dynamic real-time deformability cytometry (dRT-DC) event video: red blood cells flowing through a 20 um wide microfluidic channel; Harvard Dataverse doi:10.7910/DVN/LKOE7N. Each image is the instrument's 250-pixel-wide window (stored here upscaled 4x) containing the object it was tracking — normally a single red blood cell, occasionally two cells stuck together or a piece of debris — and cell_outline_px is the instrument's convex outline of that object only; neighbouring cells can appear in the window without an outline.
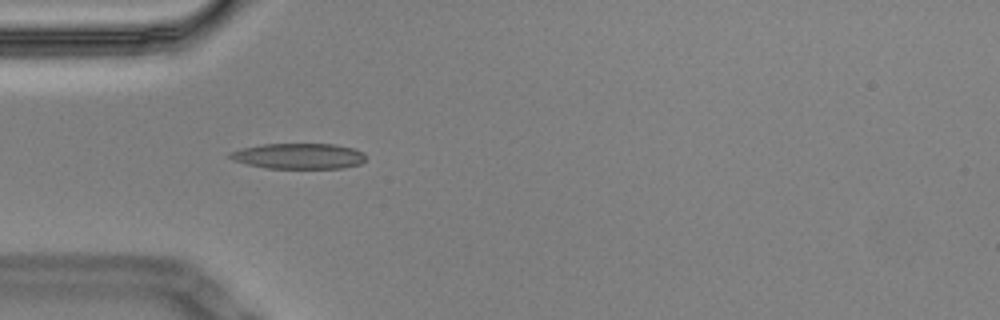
{"species": "Egyptian fruit bat (a non-hibernating species)", "species_latin": "Rousettus aegyptiacus", "temperature_condition": "cold", "stored_images_in_passage": 4, "camera_frame_rate_fps": 3000, "um_per_image_px": 0.085, "animal": {"sex": "male"}, "frame": {"image": 1, "passage_image": 4, "time_ms": 1.0, "image_size_px": [1000, 320], "cell_outline_px": [[364, 160], [360, 164], [344, 168], [264, 168], [232, 160], [228, 156], [228, 152], [244, 148], [264, 144], [336, 144], [356, 148], [364, 152]], "centroid_in_image_um": [25.41, 13.26], "position_along_channel_um": 59.6, "area_um2": 20.35}}